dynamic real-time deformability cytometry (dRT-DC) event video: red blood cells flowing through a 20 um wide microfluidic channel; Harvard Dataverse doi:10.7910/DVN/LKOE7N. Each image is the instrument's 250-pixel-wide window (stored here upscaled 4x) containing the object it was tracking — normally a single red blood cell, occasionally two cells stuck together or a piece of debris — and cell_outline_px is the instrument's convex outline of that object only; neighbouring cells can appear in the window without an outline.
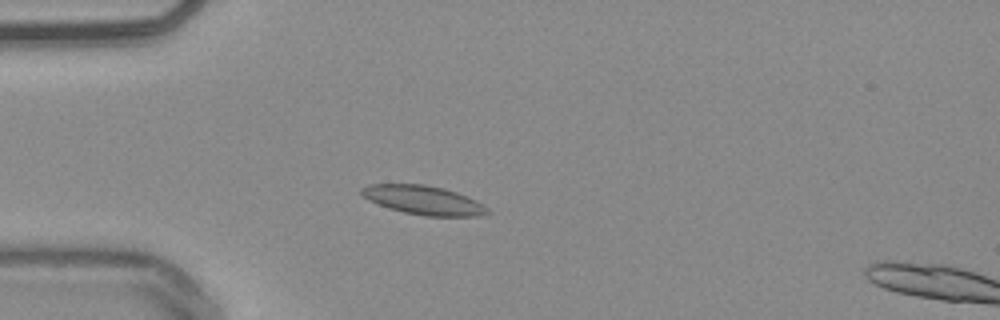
{"species": "common noctule bat (a hibernating species)", "species_latin": "Nyctalus noctula", "temperature_condition": "warm", "stored_images_in_passage": 14, "camera_frame_rate_fps": 3000, "um_per_image_px": 0.085, "animal": {"sex": "male", "body_mass_g": 20.4}, "frame": {"image": 1, "passage_image": 12, "time_ms": 3.667, "image_size_px": [1000, 320], "cell_outline_px": [[492, 212], [480, 216], [424, 216], [404, 212], [388, 208], [368, 200], [360, 192], [360, 188], [368, 184], [424, 184], [444, 188], [456, 192], [476, 200], [488, 208]], "centroid_in_image_um": [36.0, 17.01], "position_along_channel_um": 49.0, "area_um2": 21.33}}